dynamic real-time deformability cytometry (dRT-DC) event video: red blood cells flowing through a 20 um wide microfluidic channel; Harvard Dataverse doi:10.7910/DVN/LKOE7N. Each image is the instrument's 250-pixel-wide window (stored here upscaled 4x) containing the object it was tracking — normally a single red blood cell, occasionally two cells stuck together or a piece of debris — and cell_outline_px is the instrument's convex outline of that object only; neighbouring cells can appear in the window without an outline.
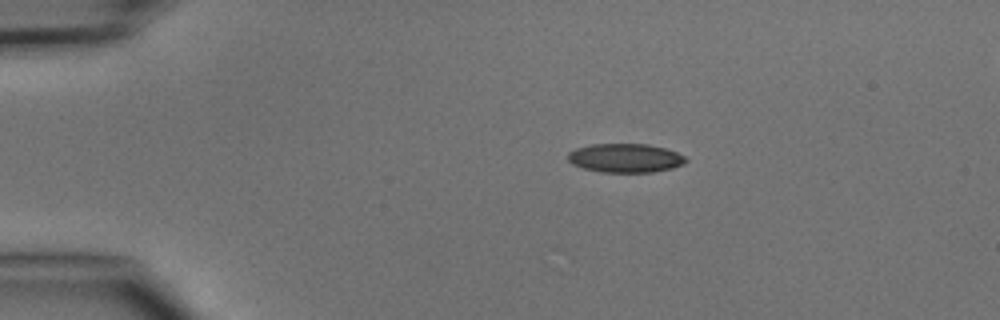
{"species": "common noctule bat (a hibernating species)", "species_latin": "Nyctalus noctula", "temperature_condition": "cold", "stored_images_in_passage": 4, "camera_frame_rate_fps": 3000, "um_per_image_px": 0.085, "animal": {"sex": "male", "body_mass_g": 15.6}, "frame": {"image": 1, "passage_image": 1, "time_ms": 0.0, "image_size_px": [1000, 320], "cell_outline_px": [[688, 160], [684, 164], [672, 168], [652, 172], [600, 172], [584, 168], [572, 164], [568, 160], [568, 152], [576, 148], [592, 144], [648, 144], [664, 148], [676, 152], [684, 156]], "centroid_in_image_um": [53.15, 13.43], "position_along_channel_um": 31.9, "area_um2": 19.83}}